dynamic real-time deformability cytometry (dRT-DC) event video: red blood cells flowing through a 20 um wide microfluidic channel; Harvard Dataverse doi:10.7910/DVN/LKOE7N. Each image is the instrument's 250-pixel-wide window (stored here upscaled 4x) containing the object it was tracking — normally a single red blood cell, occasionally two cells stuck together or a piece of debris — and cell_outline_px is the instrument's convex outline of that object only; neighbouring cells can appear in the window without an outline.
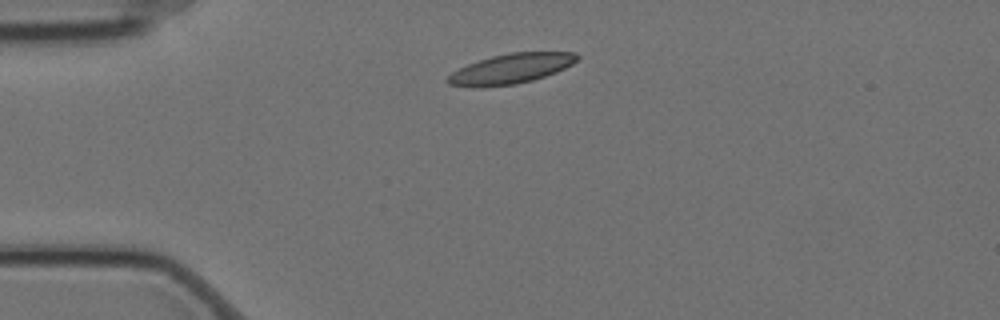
{"species": "Egyptian fruit bat (a non-hibernating species)", "species_latin": "Rousettus aegyptiacus", "temperature_condition": "cold", "stored_images_in_passage": 3, "camera_frame_rate_fps": 3000, "um_per_image_px": 0.085, "animal": {"sex": "female"}, "frame": {"image": 1, "passage_image": 1, "time_ms": 0.0, "image_size_px": [1000, 320], "cell_outline_px": [[580, 60], [556, 72], [532, 80], [516, 84], [448, 84], [444, 80], [452, 72], [468, 64], [492, 56], [508, 52], [576, 52], [580, 56]], "centroid_in_image_um": [43.55, 5.78], "position_along_channel_um": 41.5, "area_um2": 21.73}}
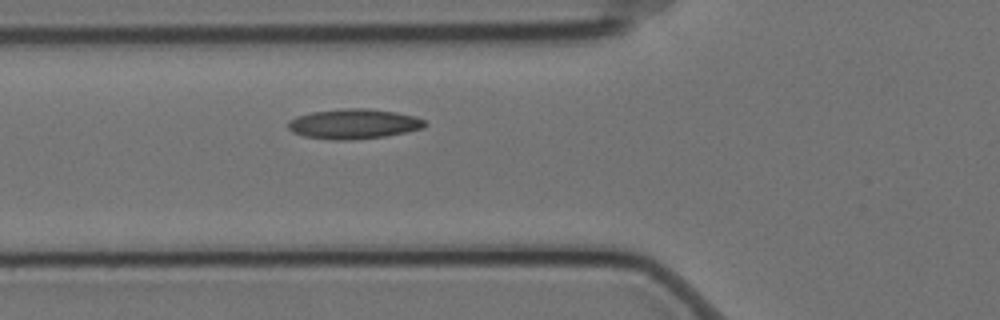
{"frame": {"image": 2, "passage_image": 3, "time_ms": 0.667, "image_size_px": [1000, 320], "cell_outline_px": [[428, 124], [424, 128], [408, 132], [384, 136], [352, 140], [332, 140], [304, 136], [292, 132], [288, 128], [288, 120], [296, 116], [312, 112], [344, 108], [368, 108], [396, 112], [416, 116], [424, 120]], "centroid_in_image_um": [30.08, 10.53], "position_along_channel_um": 95.7, "area_um2": 24.1}}